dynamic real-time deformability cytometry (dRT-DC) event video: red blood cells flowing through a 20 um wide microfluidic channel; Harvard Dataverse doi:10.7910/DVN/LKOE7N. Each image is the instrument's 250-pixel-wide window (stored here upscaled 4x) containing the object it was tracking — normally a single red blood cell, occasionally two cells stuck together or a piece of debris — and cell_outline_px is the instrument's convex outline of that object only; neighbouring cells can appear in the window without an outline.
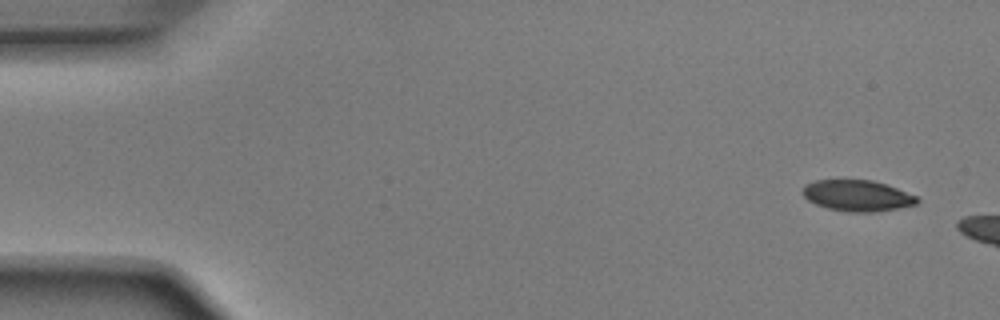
{"species": "Egyptian fruit bat (a non-hibernating species)", "species_latin": "Rousettus aegyptiacus", "temperature_condition": "room temperature", "stored_images_in_passage": 4, "camera_frame_rate_fps": 3000, "um_per_image_px": 0.085, "animal": {"sex": "male"}, "frame": {"image": 1, "passage_image": 1, "time_ms": 0.0, "image_size_px": [1000, 320], "cell_outline_px": [[920, 200], [916, 204], [876, 212], [848, 212], [828, 208], [816, 204], [808, 200], [800, 192], [804, 184], [816, 180], [872, 180], [896, 188], [916, 196]], "centroid_in_image_um": [72.82, 16.63], "position_along_channel_um": 12.2, "area_um2": 20.63}}